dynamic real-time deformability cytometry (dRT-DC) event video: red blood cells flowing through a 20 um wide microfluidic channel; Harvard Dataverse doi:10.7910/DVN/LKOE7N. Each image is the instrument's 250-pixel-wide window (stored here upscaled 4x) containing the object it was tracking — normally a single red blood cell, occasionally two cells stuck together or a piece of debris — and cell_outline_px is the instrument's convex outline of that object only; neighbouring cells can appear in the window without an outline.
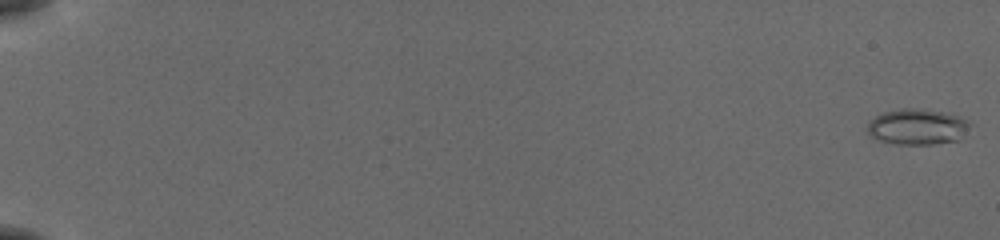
{"species": "common noctule bat (a hibernating species)", "species_latin": "Nyctalus noctula", "temperature_condition": "cold", "stored_images_in_passage": 56, "camera_frame_rate_fps": 3000, "um_per_image_px": 0.085, "animal": {"sex": "female", "body_mass_g": 19.5, "forearm_length_mm": 54.1}, "frame": {"image": 1, "passage_image": 1, "time_ms": 0.0, "image_size_px": [1000, 240], "cell_outline_px": [[972, 124], [956, 140], [932, 144], [896, 144], [880, 140], [868, 136], [868, 120], [884, 112], [900, 108], [912, 108], [940, 112], [956, 116]], "centroid_in_image_um": [77.88, 10.78], "position_along_channel_um": 7.1, "area_um2": 20.92}}
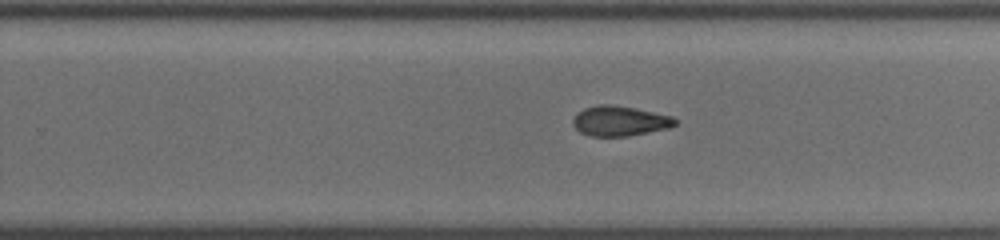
{"frame": {"image": 2, "passage_image": 38, "time_ms": 12.333, "image_size_px": [1000, 240], "cell_outline_px": [[680, 120], [676, 124], [668, 128], [628, 136], [592, 136], [580, 132], [572, 124], [572, 120], [576, 112], [584, 108], [596, 104], [612, 104], [636, 108], [672, 116]], "centroid_in_image_um": [52.67, 10.26], "position_along_channel_um": 277.1, "area_um2": 18.09}}
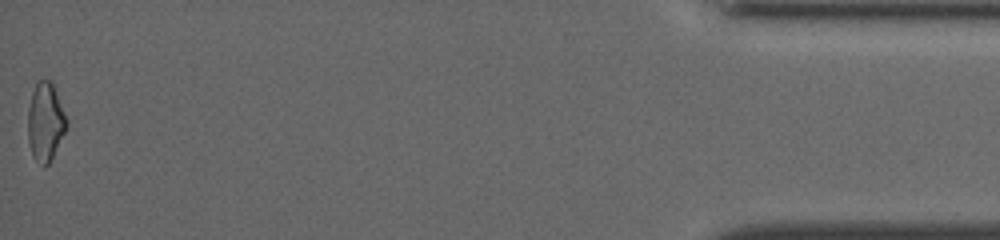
{"frame": {"image": 3, "passage_image": 56, "time_ms": 18.333, "image_size_px": [1000, 240], "cell_outline_px": [[68, 124], [48, 164], [44, 168], [36, 160], [32, 152], [28, 140], [28, 108], [32, 92], [36, 84], [40, 80], [52, 80], [68, 120]], "centroid_in_image_um": [3.86, 10.32], "position_along_channel_um": 431.3, "area_um2": 17.51}, "authors_computed_cell_mechanics": {"area_um2": 18.5538, "velocity_mm_per_s": 3.8866, "shape_relaxation_time_tau1_ms": null, "shape_relaxation_time_tau2_ms": 4.6221, "deformation_change_tau1": null, "deformation_change_tau2": 0.1221}}